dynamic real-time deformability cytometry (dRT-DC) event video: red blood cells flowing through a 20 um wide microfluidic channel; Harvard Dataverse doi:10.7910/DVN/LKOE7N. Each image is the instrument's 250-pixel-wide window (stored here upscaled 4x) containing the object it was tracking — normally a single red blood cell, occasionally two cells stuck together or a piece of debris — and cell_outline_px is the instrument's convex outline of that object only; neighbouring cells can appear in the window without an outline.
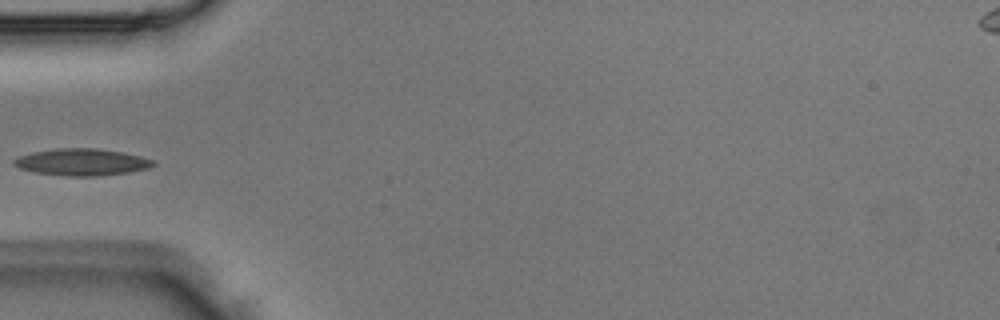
{"species": "Egyptian fruit bat (a non-hibernating species)", "species_latin": "Rousettus aegyptiacus", "temperature_condition": "room temperature", "stored_images_in_passage": 4, "camera_frame_rate_fps": 3000, "um_per_image_px": 0.085, "animal": {"sex": "male"}, "frame": {"image": 1, "passage_image": 4, "time_ms": 1.0, "image_size_px": [1000, 320], "cell_outline_px": [[156, 164], [148, 168], [128, 172], [96, 176], [68, 176], [36, 172], [20, 168], [12, 164], [12, 160], [16, 156], [32, 152], [60, 148], [96, 148], [120, 152], [140, 156], [152, 160]], "centroid_in_image_um": [6.91, 13.77], "position_along_channel_um": 78.1, "area_um2": 21.62}}